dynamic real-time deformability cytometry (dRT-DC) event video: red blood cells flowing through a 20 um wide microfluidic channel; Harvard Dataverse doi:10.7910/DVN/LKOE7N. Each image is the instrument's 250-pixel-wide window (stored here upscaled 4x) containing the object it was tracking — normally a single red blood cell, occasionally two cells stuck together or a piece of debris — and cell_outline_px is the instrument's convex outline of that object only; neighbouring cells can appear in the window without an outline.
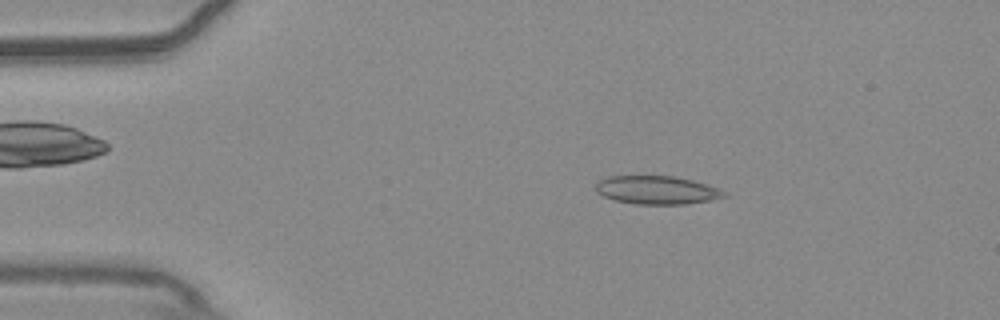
{"species": "common noctule bat (a hibernating species)", "species_latin": "Nyctalus noctula", "temperature_condition": "warm", "stored_images_in_passage": 53, "camera_frame_rate_fps": 3000, "um_per_image_px": 0.085, "animal": {"sex": "male", "body_mass_g": 20.4}, "frame": {"image": 1, "passage_image": 9, "time_ms": 2.667, "image_size_px": [1000, 320], "cell_outline_px": [[728, 196], [708, 200], [684, 204], [636, 204], [612, 200], [596, 192], [596, 184], [600, 180], [608, 176], [676, 176], [708, 184], [720, 188]], "centroid_in_image_um": [55.83, 16.15], "position_along_channel_um": 29.2, "area_um2": 21.21}}
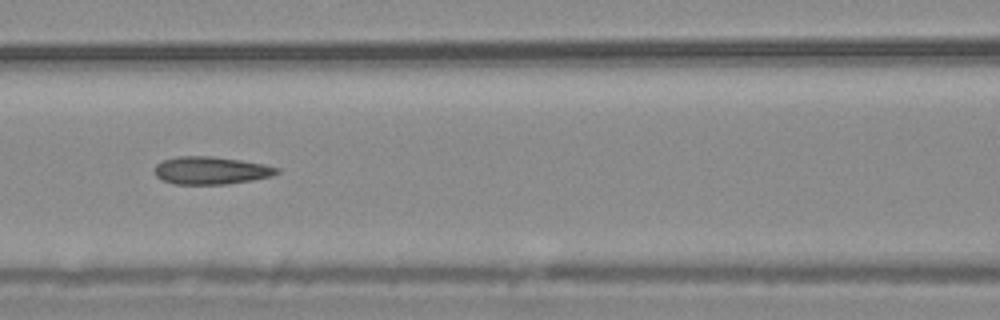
{"frame": {"image": 2, "passage_image": 23, "time_ms": 7.333, "image_size_px": [1000, 320], "cell_outline_px": [[280, 172], [272, 176], [252, 180], [228, 184], [176, 184], [160, 180], [156, 176], [156, 164], [164, 160], [176, 156], [212, 156], [240, 160], [264, 164], [280, 168]], "centroid_in_image_um": [17.95, 14.49], "position_along_channel_um": 148.7, "area_um2": 19.77}}
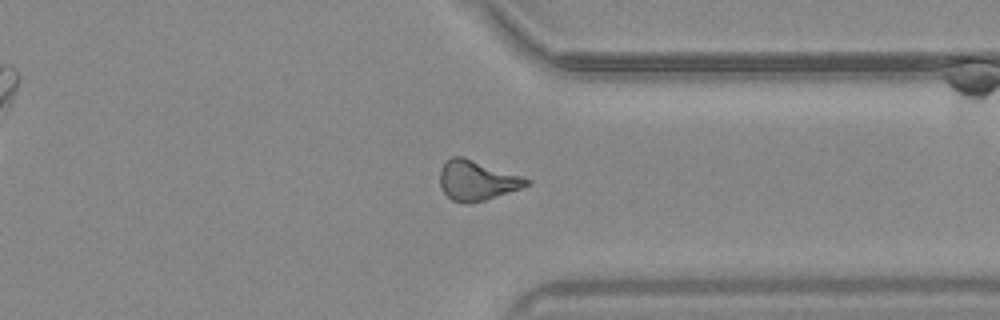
{"frame": {"image": 3, "passage_image": 41, "time_ms": 13.333, "image_size_px": [1000, 320], "cell_outline_px": [[532, 184], [484, 200], [452, 200], [444, 192], [440, 184], [440, 168], [452, 156], [464, 156], [532, 180]], "centroid_in_image_um": [40.55, 15.29], "position_along_channel_um": 370.9, "area_um2": 19.48}, "authors_computed_cell_mechanics": {"area_um2": 19.941, "velocity_mm_per_s": 3.7247, "shape_relaxation_time_tau1_ms": 8.2707, "shape_relaxation_time_tau2_ms": 2.2444, "deformation_change_tau1": 0.1812, "deformation_change_tau2": 0.1233}}